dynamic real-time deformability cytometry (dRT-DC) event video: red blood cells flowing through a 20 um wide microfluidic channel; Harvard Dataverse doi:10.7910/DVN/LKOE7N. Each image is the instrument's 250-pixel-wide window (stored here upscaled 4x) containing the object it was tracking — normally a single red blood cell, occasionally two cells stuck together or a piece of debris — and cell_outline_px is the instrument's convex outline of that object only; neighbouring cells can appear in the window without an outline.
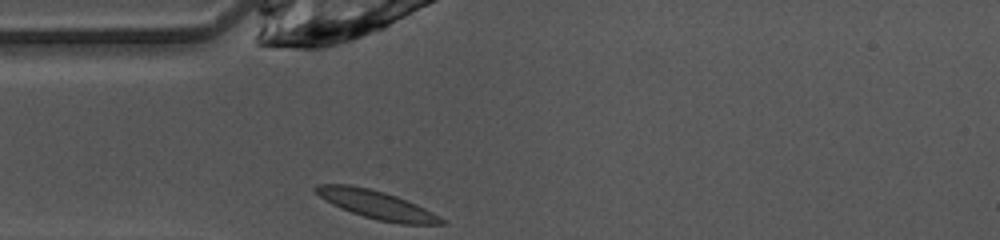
{"species": "common noctule bat (a hibernating species)", "species_latin": "Nyctalus noctula", "temperature_condition": "warm", "stored_images_in_passage": 27, "camera_frame_rate_fps": 3000, "um_per_image_px": 0.085, "animal": {"sex": "female", "body_mass_g": 10.0, "forearm_length_mm": 53.1}, "frame": {"image": 1, "passage_image": 1, "time_ms": 0.0, "image_size_px": [1000, 240], "cell_outline_px": [[448, 224], [400, 224], [380, 220], [364, 216], [340, 208], [324, 200], [312, 188], [316, 184], [352, 184], [384, 192], [396, 196], [416, 204], [432, 212], [444, 220]], "centroid_in_image_um": [31.97, 17.38], "position_along_channel_um": 53.0, "area_um2": 20.52}}
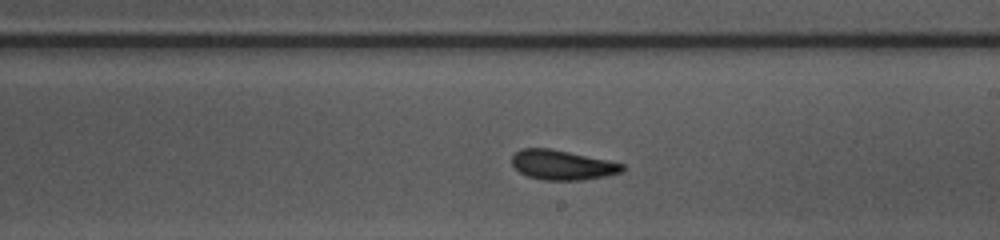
{"frame": {"image": 2, "passage_image": 15, "time_ms": 4.667, "image_size_px": [1000, 240], "cell_outline_px": [[624, 172], [584, 180], [544, 180], [528, 176], [520, 172], [512, 164], [512, 156], [520, 148], [552, 148], [608, 160], [624, 164]], "centroid_in_image_um": [47.8, 14.01], "position_along_channel_um": 241.2, "area_um2": 19.19}}
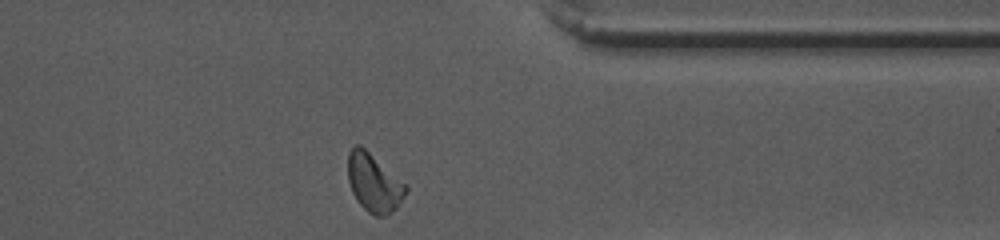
{"frame": {"image": 3, "passage_image": 26, "time_ms": 8.333, "image_size_px": [1000, 240], "cell_outline_px": [[408, 192], [396, 208], [384, 216], [376, 216], [368, 212], [356, 200], [352, 192], [348, 180], [348, 152], [356, 144], [360, 144], [408, 184]], "centroid_in_image_um": [31.8, 15.52], "position_along_channel_um": 379.6, "area_um2": 19.88}, "authors_computed_cell_mechanics": {"area_um2": 18.9584, "velocity_mm_per_s": 4.0782, "shape_relaxation_time_tau1_ms": 3.1667, "shape_relaxation_time_tau2_ms": 1.7877, "deformation_change_tau1": 0.1209, "deformation_change_tau2": 0.0873}}